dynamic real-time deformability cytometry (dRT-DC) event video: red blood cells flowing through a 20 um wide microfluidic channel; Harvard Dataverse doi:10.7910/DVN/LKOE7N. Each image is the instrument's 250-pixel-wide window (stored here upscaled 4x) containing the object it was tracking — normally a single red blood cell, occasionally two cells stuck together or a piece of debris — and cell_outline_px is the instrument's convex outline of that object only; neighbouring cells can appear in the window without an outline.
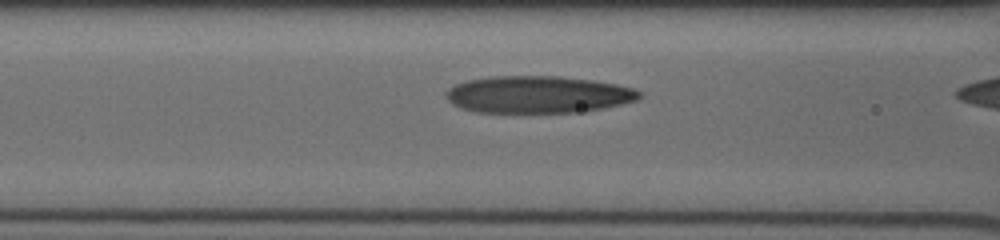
{"species": "human", "species_latin": "Homo sapiens", "temperature_condition": "cold", "stored_images_in_passage": 15, "camera_frame_rate_fps": 3000, "um_per_image_px": 0.085, "donor": {"sex": "male"}, "frame": {"image": 1, "passage_image": 11, "time_ms": 3.333, "image_size_px": [1000, 240], "cell_outline_px": [[640, 96], [636, 100], [604, 108], [576, 112], [476, 112], [460, 108], [452, 104], [444, 96], [444, 92], [448, 88], [456, 84], [468, 80], [492, 76], [560, 76], [592, 80], [616, 84], [632, 88], [640, 92]], "centroid_in_image_um": [45.67, 8.03], "position_along_channel_um": 120.9, "area_um2": 41.73}}
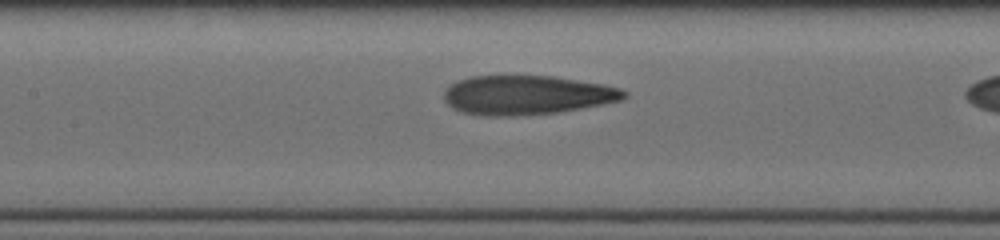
{"frame": {"image": 2, "passage_image": 14, "time_ms": 4.333, "image_size_px": [1000, 240], "cell_outline_px": [[628, 96], [620, 100], [604, 104], [560, 112], [512, 116], [484, 116], [460, 112], [452, 108], [444, 100], [444, 88], [456, 80], [468, 76], [552, 76], [604, 84], [620, 88], [628, 92]], "centroid_in_image_um": [44.75, 8.08], "position_along_channel_um": 162.7, "area_um2": 41.56}}